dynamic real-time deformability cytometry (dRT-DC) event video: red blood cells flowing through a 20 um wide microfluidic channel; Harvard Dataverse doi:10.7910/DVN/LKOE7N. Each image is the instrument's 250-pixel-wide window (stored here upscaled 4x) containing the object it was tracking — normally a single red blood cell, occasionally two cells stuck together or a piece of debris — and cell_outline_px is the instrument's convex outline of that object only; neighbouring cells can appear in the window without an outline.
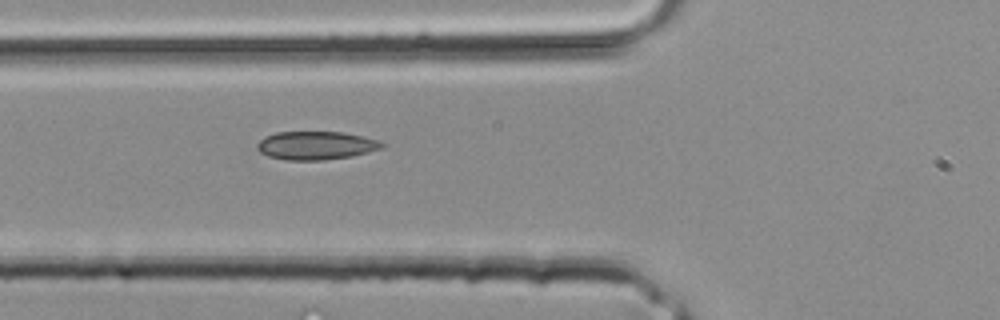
{"species": "common noctule bat (a hibernating species)", "species_latin": "Nyctalus noctula", "temperature_condition": "room temperature", "stored_images_in_passage": 4, "camera_frame_rate_fps": 3000, "um_per_image_px": 0.085, "animal": {"sex": "male", "body_mass_g": 20.4}, "frame": {"image": 1, "passage_image": 4, "time_ms": 1.0, "image_size_px": [1000, 320], "cell_outline_px": [[384, 148], [352, 156], [324, 160], [288, 160], [268, 156], [260, 152], [256, 148], [256, 144], [264, 136], [276, 132], [344, 132], [376, 140], [384, 144]], "centroid_in_image_um": [26.82, 12.37], "position_along_channel_um": 99.0, "area_um2": 20.58}}